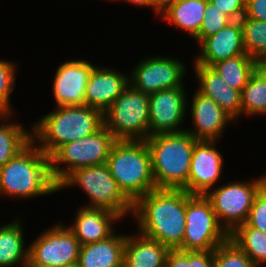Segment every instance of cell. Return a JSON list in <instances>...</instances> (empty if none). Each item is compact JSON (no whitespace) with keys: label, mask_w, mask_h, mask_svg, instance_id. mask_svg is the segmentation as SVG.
Returning <instances> with one entry per match:
<instances>
[{"label":"cell","mask_w":266,"mask_h":267,"mask_svg":"<svg viewBox=\"0 0 266 267\" xmlns=\"http://www.w3.org/2000/svg\"><path fill=\"white\" fill-rule=\"evenodd\" d=\"M187 192L156 188L133 204L143 236L170 250H181L186 226Z\"/></svg>","instance_id":"1"},{"label":"cell","mask_w":266,"mask_h":267,"mask_svg":"<svg viewBox=\"0 0 266 267\" xmlns=\"http://www.w3.org/2000/svg\"><path fill=\"white\" fill-rule=\"evenodd\" d=\"M196 140L188 131L162 133L146 139L156 188L184 189Z\"/></svg>","instance_id":"2"},{"label":"cell","mask_w":266,"mask_h":267,"mask_svg":"<svg viewBox=\"0 0 266 267\" xmlns=\"http://www.w3.org/2000/svg\"><path fill=\"white\" fill-rule=\"evenodd\" d=\"M104 125L103 113L84 105L62 106L45 115L34 126L35 136L40 138V149L49 157L62 145L85 138ZM35 134V135H34Z\"/></svg>","instance_id":"3"},{"label":"cell","mask_w":266,"mask_h":267,"mask_svg":"<svg viewBox=\"0 0 266 267\" xmlns=\"http://www.w3.org/2000/svg\"><path fill=\"white\" fill-rule=\"evenodd\" d=\"M107 165L119 188L133 204L156 189L146 140H117Z\"/></svg>","instance_id":"4"},{"label":"cell","mask_w":266,"mask_h":267,"mask_svg":"<svg viewBox=\"0 0 266 267\" xmlns=\"http://www.w3.org/2000/svg\"><path fill=\"white\" fill-rule=\"evenodd\" d=\"M32 142L0 168V192L32 197L58 191L50 172V157L35 149Z\"/></svg>","instance_id":"5"},{"label":"cell","mask_w":266,"mask_h":267,"mask_svg":"<svg viewBox=\"0 0 266 267\" xmlns=\"http://www.w3.org/2000/svg\"><path fill=\"white\" fill-rule=\"evenodd\" d=\"M103 118L104 126L116 140H146L150 126L149 95L129 84L103 113Z\"/></svg>","instance_id":"6"},{"label":"cell","mask_w":266,"mask_h":267,"mask_svg":"<svg viewBox=\"0 0 266 267\" xmlns=\"http://www.w3.org/2000/svg\"><path fill=\"white\" fill-rule=\"evenodd\" d=\"M117 140L103 125L95 133L60 146L50 156V172L58 186L71 172L82 167L107 163L112 146ZM56 163L69 164L68 169L55 166Z\"/></svg>","instance_id":"7"},{"label":"cell","mask_w":266,"mask_h":267,"mask_svg":"<svg viewBox=\"0 0 266 267\" xmlns=\"http://www.w3.org/2000/svg\"><path fill=\"white\" fill-rule=\"evenodd\" d=\"M76 183L91 199L90 207L107 209L120 217L133 211V203L119 188L107 163L75 169L58 185V190Z\"/></svg>","instance_id":"8"},{"label":"cell","mask_w":266,"mask_h":267,"mask_svg":"<svg viewBox=\"0 0 266 267\" xmlns=\"http://www.w3.org/2000/svg\"><path fill=\"white\" fill-rule=\"evenodd\" d=\"M205 195H191L187 192L186 226L182 251H209L229 239Z\"/></svg>","instance_id":"9"},{"label":"cell","mask_w":266,"mask_h":267,"mask_svg":"<svg viewBox=\"0 0 266 267\" xmlns=\"http://www.w3.org/2000/svg\"><path fill=\"white\" fill-rule=\"evenodd\" d=\"M266 184V176L251 184L229 183L226 186L207 193L213 211L219 222L225 219L224 229L230 235L238 226L246 223L254 199L260 189Z\"/></svg>","instance_id":"10"},{"label":"cell","mask_w":266,"mask_h":267,"mask_svg":"<svg viewBox=\"0 0 266 267\" xmlns=\"http://www.w3.org/2000/svg\"><path fill=\"white\" fill-rule=\"evenodd\" d=\"M80 242L69 228L55 226L31 245L26 265L64 267L79 260Z\"/></svg>","instance_id":"11"},{"label":"cell","mask_w":266,"mask_h":267,"mask_svg":"<svg viewBox=\"0 0 266 267\" xmlns=\"http://www.w3.org/2000/svg\"><path fill=\"white\" fill-rule=\"evenodd\" d=\"M184 66L170 58H150L140 63L134 70L133 87L147 95L164 89L182 87Z\"/></svg>","instance_id":"12"},{"label":"cell","mask_w":266,"mask_h":267,"mask_svg":"<svg viewBox=\"0 0 266 267\" xmlns=\"http://www.w3.org/2000/svg\"><path fill=\"white\" fill-rule=\"evenodd\" d=\"M184 95L183 87L164 89L149 95V136L185 131L177 129L185 113Z\"/></svg>","instance_id":"13"},{"label":"cell","mask_w":266,"mask_h":267,"mask_svg":"<svg viewBox=\"0 0 266 267\" xmlns=\"http://www.w3.org/2000/svg\"><path fill=\"white\" fill-rule=\"evenodd\" d=\"M214 142L198 140L194 146L187 182V192L191 195H206L219 179L223 161L212 146Z\"/></svg>","instance_id":"14"},{"label":"cell","mask_w":266,"mask_h":267,"mask_svg":"<svg viewBox=\"0 0 266 267\" xmlns=\"http://www.w3.org/2000/svg\"><path fill=\"white\" fill-rule=\"evenodd\" d=\"M94 66L88 61H70L61 65L54 80L58 107L84 105L86 86Z\"/></svg>","instance_id":"15"},{"label":"cell","mask_w":266,"mask_h":267,"mask_svg":"<svg viewBox=\"0 0 266 267\" xmlns=\"http://www.w3.org/2000/svg\"><path fill=\"white\" fill-rule=\"evenodd\" d=\"M202 55L195 63L211 67L213 64L246 54L243 44V28L240 20H235L219 32L201 42Z\"/></svg>","instance_id":"16"},{"label":"cell","mask_w":266,"mask_h":267,"mask_svg":"<svg viewBox=\"0 0 266 267\" xmlns=\"http://www.w3.org/2000/svg\"><path fill=\"white\" fill-rule=\"evenodd\" d=\"M128 86V79L117 72L93 67L86 86L84 104L104 113Z\"/></svg>","instance_id":"17"},{"label":"cell","mask_w":266,"mask_h":267,"mask_svg":"<svg viewBox=\"0 0 266 267\" xmlns=\"http://www.w3.org/2000/svg\"><path fill=\"white\" fill-rule=\"evenodd\" d=\"M192 116L196 125L195 132L190 133L196 140L215 141L229 120L227 114L210 97L197 90L192 103ZM197 131V132H196Z\"/></svg>","instance_id":"18"},{"label":"cell","mask_w":266,"mask_h":267,"mask_svg":"<svg viewBox=\"0 0 266 267\" xmlns=\"http://www.w3.org/2000/svg\"><path fill=\"white\" fill-rule=\"evenodd\" d=\"M199 92L210 97L233 119L241 113V91L231 88L211 67L195 63Z\"/></svg>","instance_id":"19"},{"label":"cell","mask_w":266,"mask_h":267,"mask_svg":"<svg viewBox=\"0 0 266 267\" xmlns=\"http://www.w3.org/2000/svg\"><path fill=\"white\" fill-rule=\"evenodd\" d=\"M76 216L75 224L69 229L76 236L80 245L99 242L111 236L113 233L110 223L120 218L116 213L95 207H84Z\"/></svg>","instance_id":"20"},{"label":"cell","mask_w":266,"mask_h":267,"mask_svg":"<svg viewBox=\"0 0 266 267\" xmlns=\"http://www.w3.org/2000/svg\"><path fill=\"white\" fill-rule=\"evenodd\" d=\"M126 236H115L99 242L82 245L79 251L80 267H123Z\"/></svg>","instance_id":"21"},{"label":"cell","mask_w":266,"mask_h":267,"mask_svg":"<svg viewBox=\"0 0 266 267\" xmlns=\"http://www.w3.org/2000/svg\"><path fill=\"white\" fill-rule=\"evenodd\" d=\"M138 239L127 236L123 267H165L169 248L140 234Z\"/></svg>","instance_id":"22"},{"label":"cell","mask_w":266,"mask_h":267,"mask_svg":"<svg viewBox=\"0 0 266 267\" xmlns=\"http://www.w3.org/2000/svg\"><path fill=\"white\" fill-rule=\"evenodd\" d=\"M208 0H176L163 10V18L188 31L194 38L203 22Z\"/></svg>","instance_id":"23"},{"label":"cell","mask_w":266,"mask_h":267,"mask_svg":"<svg viewBox=\"0 0 266 267\" xmlns=\"http://www.w3.org/2000/svg\"><path fill=\"white\" fill-rule=\"evenodd\" d=\"M256 62L247 54L219 61L211 66L231 87L242 91L255 72Z\"/></svg>","instance_id":"24"},{"label":"cell","mask_w":266,"mask_h":267,"mask_svg":"<svg viewBox=\"0 0 266 267\" xmlns=\"http://www.w3.org/2000/svg\"><path fill=\"white\" fill-rule=\"evenodd\" d=\"M18 222L0 228V267L12 266L21 260L26 267L29 261V250H23L24 241Z\"/></svg>","instance_id":"25"},{"label":"cell","mask_w":266,"mask_h":267,"mask_svg":"<svg viewBox=\"0 0 266 267\" xmlns=\"http://www.w3.org/2000/svg\"><path fill=\"white\" fill-rule=\"evenodd\" d=\"M232 240L257 266L266 262V233L250 227L247 223L238 226L230 235Z\"/></svg>","instance_id":"26"},{"label":"cell","mask_w":266,"mask_h":267,"mask_svg":"<svg viewBox=\"0 0 266 267\" xmlns=\"http://www.w3.org/2000/svg\"><path fill=\"white\" fill-rule=\"evenodd\" d=\"M240 22L246 54L255 61L266 59V22L244 16Z\"/></svg>","instance_id":"27"},{"label":"cell","mask_w":266,"mask_h":267,"mask_svg":"<svg viewBox=\"0 0 266 267\" xmlns=\"http://www.w3.org/2000/svg\"><path fill=\"white\" fill-rule=\"evenodd\" d=\"M31 135L17 124L0 126V168L32 141Z\"/></svg>","instance_id":"28"},{"label":"cell","mask_w":266,"mask_h":267,"mask_svg":"<svg viewBox=\"0 0 266 267\" xmlns=\"http://www.w3.org/2000/svg\"><path fill=\"white\" fill-rule=\"evenodd\" d=\"M266 113V83L255 71L241 91V113Z\"/></svg>","instance_id":"29"},{"label":"cell","mask_w":266,"mask_h":267,"mask_svg":"<svg viewBox=\"0 0 266 267\" xmlns=\"http://www.w3.org/2000/svg\"><path fill=\"white\" fill-rule=\"evenodd\" d=\"M214 267H258L232 240L214 249Z\"/></svg>","instance_id":"30"},{"label":"cell","mask_w":266,"mask_h":267,"mask_svg":"<svg viewBox=\"0 0 266 267\" xmlns=\"http://www.w3.org/2000/svg\"><path fill=\"white\" fill-rule=\"evenodd\" d=\"M231 22L232 20L223 11L215 8V5L208 0L203 22L195 39L201 43L204 39L216 34Z\"/></svg>","instance_id":"31"},{"label":"cell","mask_w":266,"mask_h":267,"mask_svg":"<svg viewBox=\"0 0 266 267\" xmlns=\"http://www.w3.org/2000/svg\"><path fill=\"white\" fill-rule=\"evenodd\" d=\"M13 64L0 60V114H9V95L13 91L15 73Z\"/></svg>","instance_id":"32"},{"label":"cell","mask_w":266,"mask_h":267,"mask_svg":"<svg viewBox=\"0 0 266 267\" xmlns=\"http://www.w3.org/2000/svg\"><path fill=\"white\" fill-rule=\"evenodd\" d=\"M246 223L266 233V184L257 193Z\"/></svg>","instance_id":"33"},{"label":"cell","mask_w":266,"mask_h":267,"mask_svg":"<svg viewBox=\"0 0 266 267\" xmlns=\"http://www.w3.org/2000/svg\"><path fill=\"white\" fill-rule=\"evenodd\" d=\"M232 21L240 20L245 13L246 0H209Z\"/></svg>","instance_id":"34"},{"label":"cell","mask_w":266,"mask_h":267,"mask_svg":"<svg viewBox=\"0 0 266 267\" xmlns=\"http://www.w3.org/2000/svg\"><path fill=\"white\" fill-rule=\"evenodd\" d=\"M244 17L266 22V0H246Z\"/></svg>","instance_id":"35"},{"label":"cell","mask_w":266,"mask_h":267,"mask_svg":"<svg viewBox=\"0 0 266 267\" xmlns=\"http://www.w3.org/2000/svg\"><path fill=\"white\" fill-rule=\"evenodd\" d=\"M189 267H214V250L189 251Z\"/></svg>","instance_id":"36"},{"label":"cell","mask_w":266,"mask_h":267,"mask_svg":"<svg viewBox=\"0 0 266 267\" xmlns=\"http://www.w3.org/2000/svg\"><path fill=\"white\" fill-rule=\"evenodd\" d=\"M165 267H189V251L170 250Z\"/></svg>","instance_id":"37"},{"label":"cell","mask_w":266,"mask_h":267,"mask_svg":"<svg viewBox=\"0 0 266 267\" xmlns=\"http://www.w3.org/2000/svg\"><path fill=\"white\" fill-rule=\"evenodd\" d=\"M255 71L261 76L266 83V59L256 62Z\"/></svg>","instance_id":"38"},{"label":"cell","mask_w":266,"mask_h":267,"mask_svg":"<svg viewBox=\"0 0 266 267\" xmlns=\"http://www.w3.org/2000/svg\"><path fill=\"white\" fill-rule=\"evenodd\" d=\"M176 0H153L154 5L163 11L169 4L174 3Z\"/></svg>","instance_id":"39"},{"label":"cell","mask_w":266,"mask_h":267,"mask_svg":"<svg viewBox=\"0 0 266 267\" xmlns=\"http://www.w3.org/2000/svg\"><path fill=\"white\" fill-rule=\"evenodd\" d=\"M129 2H132V3H136L138 5H152L153 7H155L157 13H160L161 11L154 5V2L153 0H127Z\"/></svg>","instance_id":"40"},{"label":"cell","mask_w":266,"mask_h":267,"mask_svg":"<svg viewBox=\"0 0 266 267\" xmlns=\"http://www.w3.org/2000/svg\"><path fill=\"white\" fill-rule=\"evenodd\" d=\"M64 267H80L79 263H74V264H71V265H66Z\"/></svg>","instance_id":"41"},{"label":"cell","mask_w":266,"mask_h":267,"mask_svg":"<svg viewBox=\"0 0 266 267\" xmlns=\"http://www.w3.org/2000/svg\"><path fill=\"white\" fill-rule=\"evenodd\" d=\"M26 267H43V266H37V265H26Z\"/></svg>","instance_id":"42"},{"label":"cell","mask_w":266,"mask_h":267,"mask_svg":"<svg viewBox=\"0 0 266 267\" xmlns=\"http://www.w3.org/2000/svg\"><path fill=\"white\" fill-rule=\"evenodd\" d=\"M6 116H9V114L8 115L7 114H0V117H2V118L6 117Z\"/></svg>","instance_id":"43"}]
</instances>
